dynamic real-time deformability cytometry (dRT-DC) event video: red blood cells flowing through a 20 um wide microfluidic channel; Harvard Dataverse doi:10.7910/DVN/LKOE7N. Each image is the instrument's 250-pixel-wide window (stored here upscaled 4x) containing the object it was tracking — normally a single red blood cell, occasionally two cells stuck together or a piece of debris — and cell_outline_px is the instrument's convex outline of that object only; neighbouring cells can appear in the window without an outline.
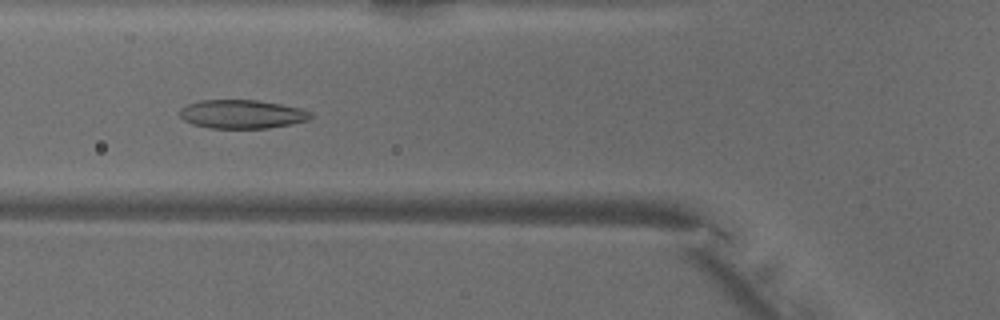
{"species": "common noctule bat (a hibernating species)", "species_latin": "Nyctalus noctula", "temperature_condition": "warm", "stored_images_in_passage": 45, "camera_frame_rate_fps": 3000, "um_per_image_px": 0.085, "animal": {"sex": "male", "body_mass_g": 18.8}, "frame": {"image": 1, "passage_image": 13, "time_ms": 4.0, "image_size_px": [1000, 320], "cell_outline_px": [[312, 116], [308, 120], [268, 128], [212, 128], [192, 124], [184, 120], [180, 116], [180, 108], [188, 104], [200, 100], [256, 100], [280, 104], [300, 108], [312, 112]], "centroid_in_image_um": [20.55, 9.7], "position_along_channel_um": 105.2, "area_um2": 21.73}}
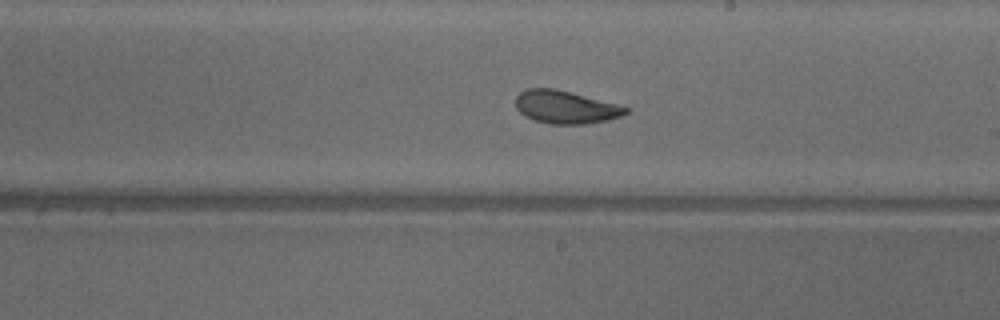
{"frame": {"image": 2, "passage_image": 23, "time_ms": 7.333, "image_size_px": [1000, 320], "cell_outline_px": [[628, 112], [624, 116], [608, 120], [588, 124], [548, 124], [524, 116], [516, 108], [516, 96], [520, 92], [528, 88], [552, 88], [616, 104], [628, 108]], "centroid_in_image_um": [48.06, 9.12], "position_along_channel_um": 240.9, "area_um2": 20.92}}
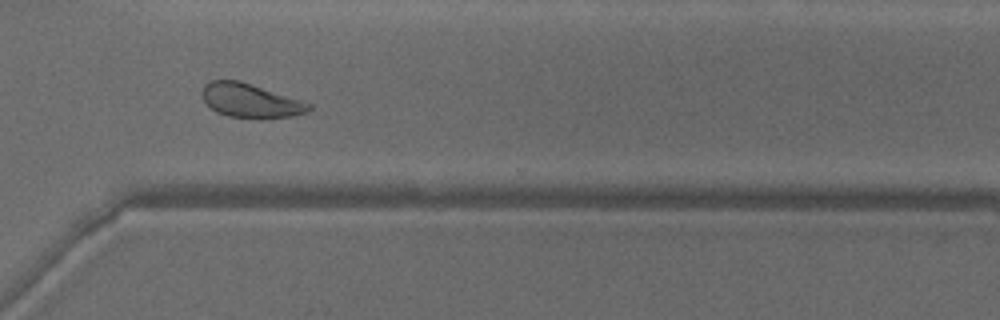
{"frame": {"image": 3, "passage_image": 31, "time_ms": 10.0, "image_size_px": [1000, 320], "cell_outline_px": [[312, 108], [308, 112], [292, 116], [228, 116], [216, 112], [204, 100], [200, 92], [204, 84], [212, 80], [240, 80], [304, 100], [312, 104]], "centroid_in_image_um": [21.3, 8.5], "position_along_channel_um": 349.3, "area_um2": 20.87}, "authors_computed_cell_mechanics": {"area_um2": 22.3686, "velocity_mm_per_s": 4.0649, "shape_relaxation_time_tau1_ms": 4.5064, "shape_relaxation_time_tau2_ms": 1.5635, "deformation_change_tau1": 0.1437, "deformation_change_tau2": 0.0609}}